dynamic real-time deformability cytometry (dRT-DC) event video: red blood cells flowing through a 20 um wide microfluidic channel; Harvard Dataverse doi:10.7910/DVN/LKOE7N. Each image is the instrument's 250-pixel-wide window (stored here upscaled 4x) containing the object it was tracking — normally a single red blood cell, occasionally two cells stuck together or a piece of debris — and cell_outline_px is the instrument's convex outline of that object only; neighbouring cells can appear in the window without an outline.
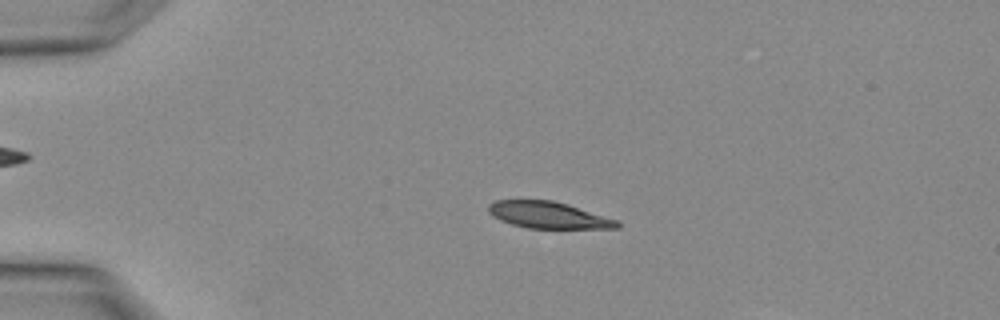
{"species": "Egyptian fruit bat (a non-hibernating species)", "species_latin": "Rousettus aegyptiacus", "temperature_condition": "warm", "stored_images_in_passage": 3, "camera_frame_rate_fps": 3000, "um_per_image_px": 0.085, "animal": {"sex": "female"}, "frame": {"image": 1, "passage_image": 2, "time_ms": 0.333, "image_size_px": [1000, 320], "cell_outline_px": [[620, 228], [528, 228], [512, 224], [500, 220], [492, 216], [488, 212], [488, 204], [496, 200], [552, 200], [568, 204], [616, 220], [620, 224]], "centroid_in_image_um": [46.57, 18.27], "position_along_channel_um": 38.4, "area_um2": 19.83}}